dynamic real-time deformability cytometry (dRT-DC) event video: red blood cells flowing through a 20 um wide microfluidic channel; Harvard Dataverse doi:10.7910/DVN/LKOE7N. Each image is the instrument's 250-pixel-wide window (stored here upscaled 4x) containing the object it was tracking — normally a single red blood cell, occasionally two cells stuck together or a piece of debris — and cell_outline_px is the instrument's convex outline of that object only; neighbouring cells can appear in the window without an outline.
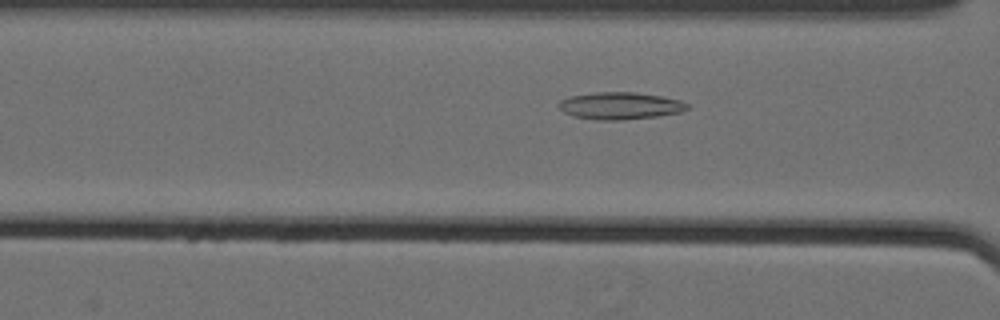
{"species": "Egyptian fruit bat (a non-hibernating species)", "species_latin": "Rousettus aegyptiacus", "temperature_condition": "cold", "stored_images_in_passage": 39, "camera_frame_rate_fps": 3000, "um_per_image_px": 0.085, "animal": {"sex": "female"}, "frame": {"image": 1, "passage_image": 6, "time_ms": 1.667, "image_size_px": [1000, 320], "cell_outline_px": [[692, 108], [680, 112], [656, 116], [620, 120], [596, 120], [576, 116], [564, 112], [556, 104], [560, 100], [568, 96], [596, 92], [636, 92], [660, 96], [680, 100], [688, 104]], "centroid_in_image_um": [52.71, 8.98], "position_along_channel_um": 113.9, "area_um2": 20.35}}
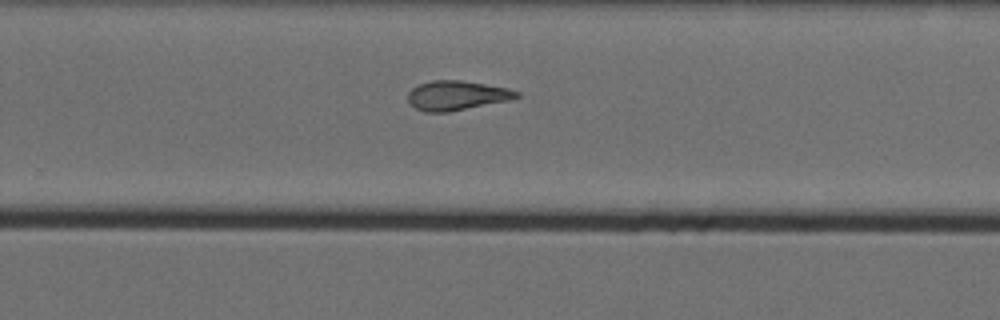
{"frame": {"image": 2, "passage_image": 21, "time_ms": 6.667, "image_size_px": [1000, 320], "cell_outline_px": [[520, 96], [512, 100], [448, 112], [424, 112], [416, 108], [408, 100], [408, 92], [412, 88], [420, 84], [432, 80], [460, 80], [508, 88], [520, 92]], "centroid_in_image_um": [38.85, 8.12], "position_along_channel_um": 291.0, "area_um2": 18.67}}
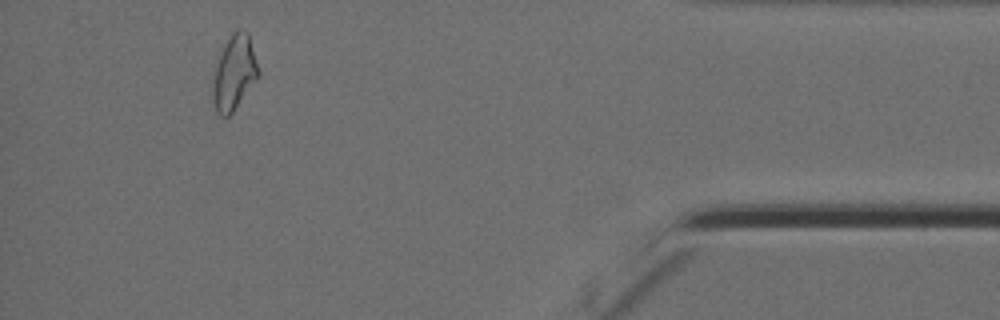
{"frame": {"image": 3, "passage_image": 35, "time_ms": 11.333, "image_size_px": [1000, 320], "cell_outline_px": [[260, 76], [232, 112], [228, 116], [220, 116], [216, 112], [212, 100], [212, 72], [220, 52], [224, 44], [232, 32], [236, 28], [244, 28], [248, 32], [260, 72]], "centroid_in_image_um": [19.89, 6.15], "position_along_channel_um": 415.3, "area_um2": 20.35}, "authors_computed_cell_mechanics": {"area_um2": 18.8428, "velocity_mm_per_s": 3.5512, "shape_relaxation_time_tau1_ms": null, "shape_relaxation_time_tau2_ms": 4.7499, "deformation_change_tau1": null, "deformation_change_tau2": 0.126}}